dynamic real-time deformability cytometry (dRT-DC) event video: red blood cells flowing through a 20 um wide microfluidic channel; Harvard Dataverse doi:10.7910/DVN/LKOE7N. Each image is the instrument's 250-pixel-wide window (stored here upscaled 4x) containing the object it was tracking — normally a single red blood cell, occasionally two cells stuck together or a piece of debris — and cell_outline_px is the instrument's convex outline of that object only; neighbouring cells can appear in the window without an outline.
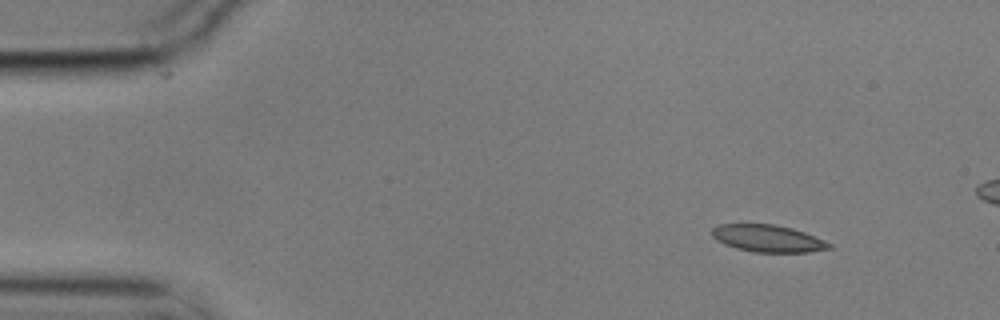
{"species": "common noctule bat (a hibernating species)", "species_latin": "Nyctalus noctula", "temperature_condition": "cold", "stored_images_in_passage": 9, "camera_frame_rate_fps": 3000, "um_per_image_px": 0.085, "animal": {"sex": "male", "body_mass_g": 17.9}, "frame": {"image": 1, "passage_image": 1, "time_ms": 0.0, "image_size_px": [1000, 320], "cell_outline_px": [[832, 248], [808, 252], [752, 252], [736, 248], [724, 244], [716, 240], [712, 236], [712, 228], [720, 224], [776, 224], [792, 228], [804, 232], [824, 240], [832, 244]], "centroid_in_image_um": [65.26, 20.27], "position_along_channel_um": 19.7, "area_um2": 18.55}}